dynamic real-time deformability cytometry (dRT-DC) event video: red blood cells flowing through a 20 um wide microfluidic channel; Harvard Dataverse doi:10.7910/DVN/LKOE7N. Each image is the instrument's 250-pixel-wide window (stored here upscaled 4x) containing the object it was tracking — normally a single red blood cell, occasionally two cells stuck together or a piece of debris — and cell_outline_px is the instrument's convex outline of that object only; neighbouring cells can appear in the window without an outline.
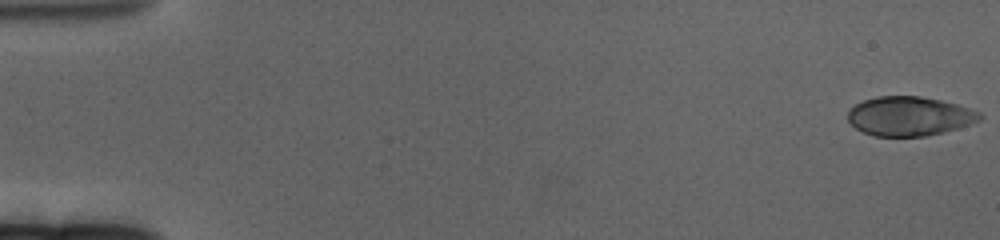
{"species": "human", "species_latin": "Homo sapiens", "temperature_condition": "cold", "stored_images_in_passage": 63, "camera_frame_rate_fps": 3000, "um_per_image_px": 0.085, "donor": {"sex": "female"}, "frame": {"image": 1, "passage_image": 1, "time_ms": 0.0, "image_size_px": [1000, 240], "cell_outline_px": [[980, 120], [956, 128], [924, 136], [876, 136], [864, 132], [856, 128], [848, 120], [848, 112], [856, 104], [864, 100], [876, 96], [920, 96], [940, 100], [956, 104], [968, 108], [976, 112], [980, 116]], "centroid_in_image_um": [77.24, 9.86], "position_along_channel_um": 7.8, "area_um2": 29.54}}
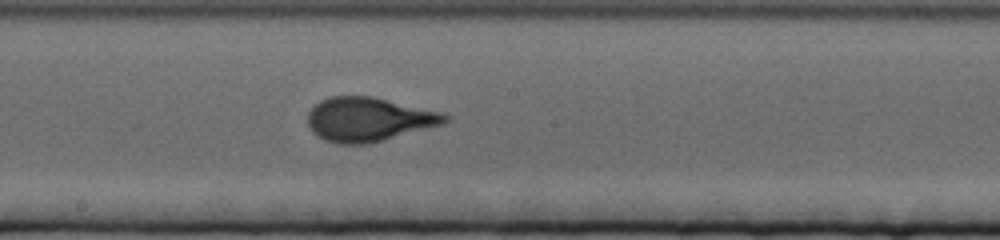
{"frame": {"image": 2, "passage_image": 35, "time_ms": 11.333, "image_size_px": [1000, 240], "cell_outline_px": [[452, 116], [448, 120], [440, 124], [380, 140], [364, 144], [336, 144], [324, 140], [312, 132], [308, 124], [308, 112], [320, 100], [332, 96], [372, 96], [440, 112]], "centroid_in_image_um": [31.27, 10.13], "position_along_channel_um": 216.9, "area_um2": 34.62}}
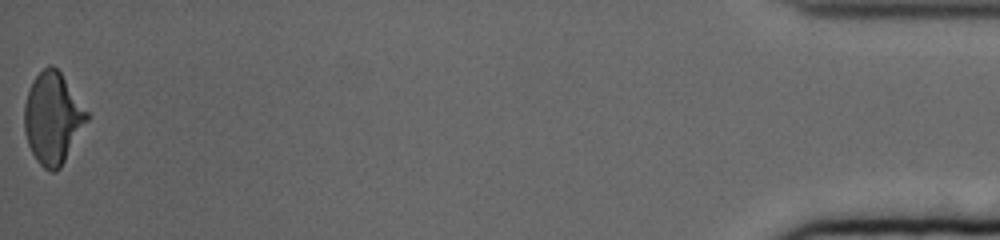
{"frame": {"image": 3, "passage_image": 63, "time_ms": 20.667, "image_size_px": [1000, 240], "cell_outline_px": [[88, 120], [60, 168], [56, 172], [48, 172], [36, 160], [28, 144], [24, 132], [24, 104], [28, 92], [36, 76], [48, 64], [52, 64], [60, 72], [88, 112]], "centroid_in_image_um": [4.47, 10.07], "position_along_channel_um": 430.7, "area_um2": 33.0}, "authors_computed_cell_mechanics": {"area_um2": 33.0616, "velocity_mm_per_s": 3.2517, "shape_relaxation_time_tau1_ms": 4.6797, "shape_relaxation_time_tau2_ms": null, "deformation_change_tau1": 0.1575, "deformation_change_tau2": null}}